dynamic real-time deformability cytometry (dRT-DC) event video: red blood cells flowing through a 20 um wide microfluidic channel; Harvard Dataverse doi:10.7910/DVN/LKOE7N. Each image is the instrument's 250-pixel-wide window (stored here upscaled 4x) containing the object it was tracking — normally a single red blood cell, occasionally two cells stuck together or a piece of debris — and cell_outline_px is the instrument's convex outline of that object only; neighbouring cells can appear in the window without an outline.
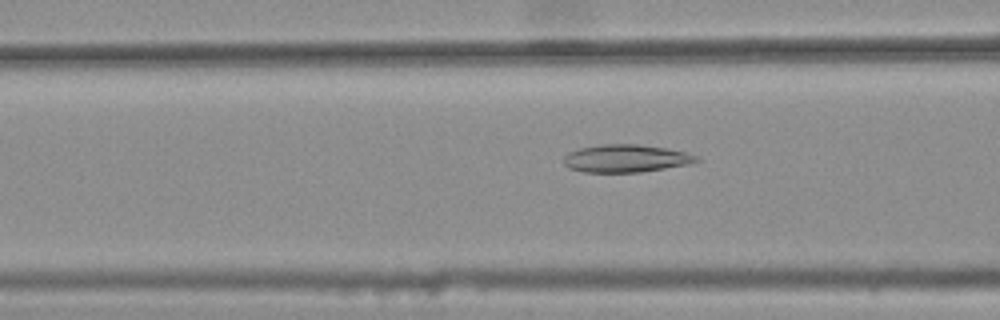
{"species": "common noctule bat (a hibernating species)", "species_latin": "Nyctalus noctula", "temperature_condition": "warm", "stored_images_in_passage": 47, "camera_frame_rate_fps": 3000, "um_per_image_px": 0.085, "animal": {"sex": "female", "body_mass_g": 25.1}, "frame": {"image": 1, "passage_image": 20, "time_ms": 6.333, "image_size_px": [1000, 320], "cell_outline_px": [[700, 160], [688, 164], [640, 172], [580, 172], [568, 168], [564, 164], [564, 156], [568, 152], [580, 148], [600, 144], [636, 144], [668, 148], [684, 152], [696, 156]], "centroid_in_image_um": [53.14, 13.46], "position_along_channel_um": 113.5, "area_um2": 21.39}}
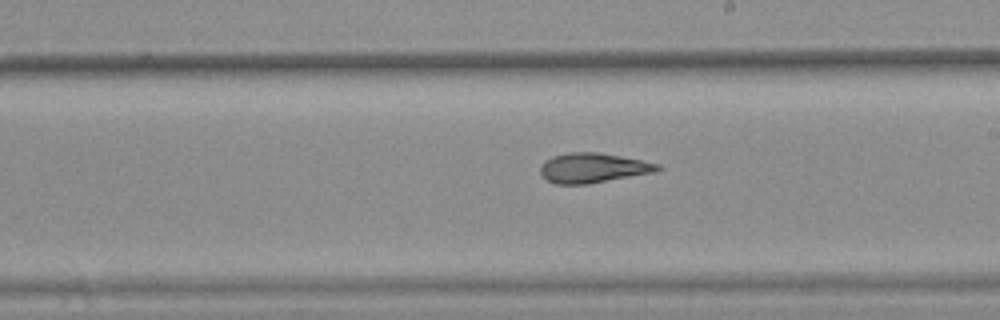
{"frame": {"image": 2, "passage_image": 30, "time_ms": 9.667, "image_size_px": [1000, 320], "cell_outline_px": [[664, 168], [652, 172], [588, 184], [556, 184], [544, 180], [540, 176], [540, 164], [544, 160], [552, 156], [568, 152], [596, 152], [620, 156], [660, 164]], "centroid_in_image_um": [50.32, 14.27], "position_along_channel_um": 238.7, "area_um2": 20.4}}
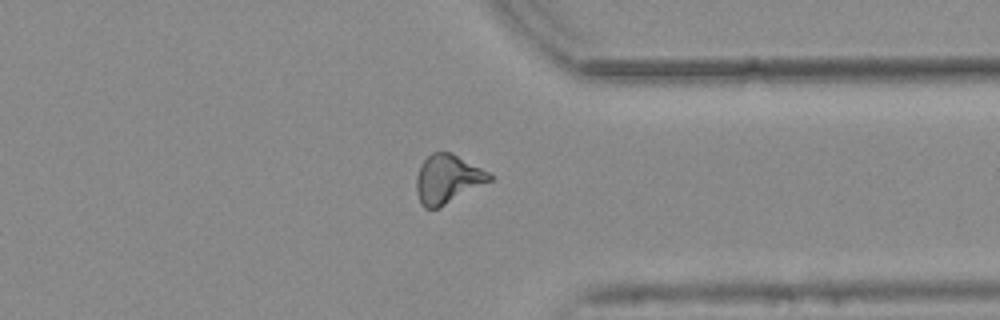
{"frame": {"image": 3, "passage_image": 41, "time_ms": 13.333, "image_size_px": [1000, 320], "cell_outline_px": [[496, 176], [492, 180], [440, 208], [424, 208], [420, 204], [416, 192], [416, 176], [420, 164], [432, 152], [452, 152]], "centroid_in_image_um": [38.04, 15.22], "position_along_channel_um": 373.4, "area_um2": 21.04}, "authors_computed_cell_mechanics": {"area_um2": 20.9236, "velocity_mm_per_s": 3.7624, "shape_relaxation_time_tau1_ms": null, "shape_relaxation_time_tau2_ms": 3.0555, "deformation_change_tau1": null, "deformation_change_tau2": 0.1184}}